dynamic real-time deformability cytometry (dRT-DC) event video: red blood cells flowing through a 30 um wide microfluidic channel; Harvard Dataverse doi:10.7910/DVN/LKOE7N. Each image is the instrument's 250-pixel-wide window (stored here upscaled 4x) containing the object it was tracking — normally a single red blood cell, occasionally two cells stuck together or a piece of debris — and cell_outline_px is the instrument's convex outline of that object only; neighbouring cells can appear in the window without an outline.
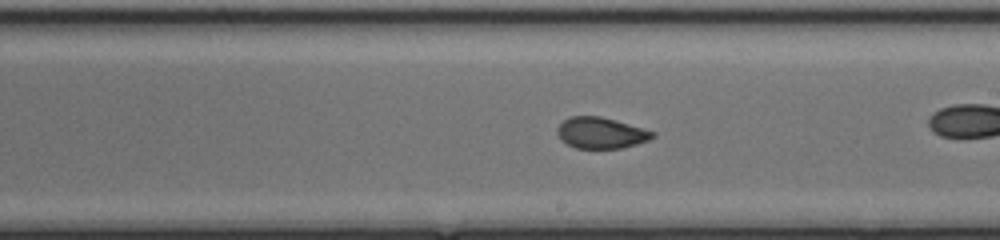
{"species": "common noctule bat (a hibernating species)", "species_latin": "Nyctalus noctula", "temperature_condition": "cold", "stored_images_in_passage": 27, "camera_frame_rate_fps": 3000, "um_per_image_px": 0.085, "animal": {"sex": "female", "body_mass_g": 17.0, "forearm_length_mm": 48.0}, "frame": {"image": 1, "passage_image": 16, "time_ms": 5.0, "image_size_px": [1000, 240], "cell_outline_px": [[656, 136], [648, 140], [636, 144], [620, 148], [576, 148], [568, 144], [556, 132], [556, 128], [568, 116], [600, 116], [616, 120], [656, 132]], "centroid_in_image_um": [51.1, 11.28], "position_along_channel_um": 237.9, "area_um2": 17.17}}